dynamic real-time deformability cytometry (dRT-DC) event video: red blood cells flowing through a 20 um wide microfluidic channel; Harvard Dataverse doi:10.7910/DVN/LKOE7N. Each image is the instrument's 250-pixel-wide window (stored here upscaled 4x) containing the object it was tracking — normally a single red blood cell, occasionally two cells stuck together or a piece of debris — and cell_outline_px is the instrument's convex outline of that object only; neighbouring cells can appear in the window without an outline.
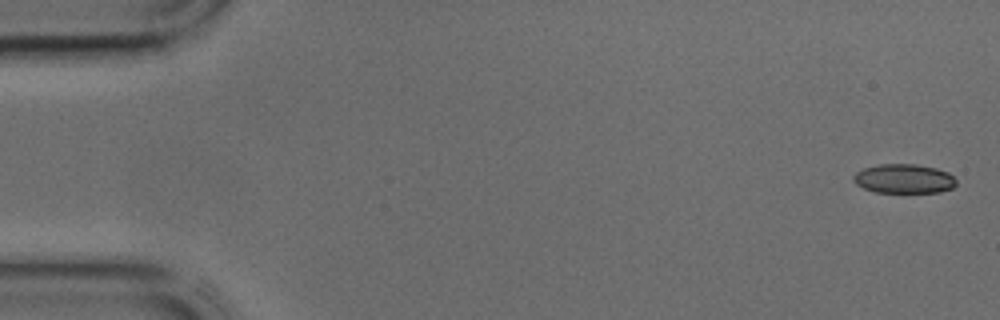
{"species": "common noctule bat (a hibernating species)", "species_latin": "Nyctalus noctula", "temperature_condition": "cold", "stored_images_in_passage": 43, "camera_frame_rate_fps": 3000, "um_per_image_px": 0.085, "animal": {"sex": "male", "body_mass_g": 17.9, "forearm_length_mm": 54.2}, "frame": {"image": 1, "passage_image": 1, "time_ms": 0.0, "image_size_px": [1000, 320], "cell_outline_px": [[956, 184], [952, 188], [940, 192], [876, 192], [864, 188], [856, 184], [852, 180], [852, 176], [856, 172], [864, 168], [880, 164], [916, 164], [936, 168], [948, 172], [956, 180]], "centroid_in_image_um": [76.82, 15.19], "position_along_channel_um": 8.2, "area_um2": 17.51}}
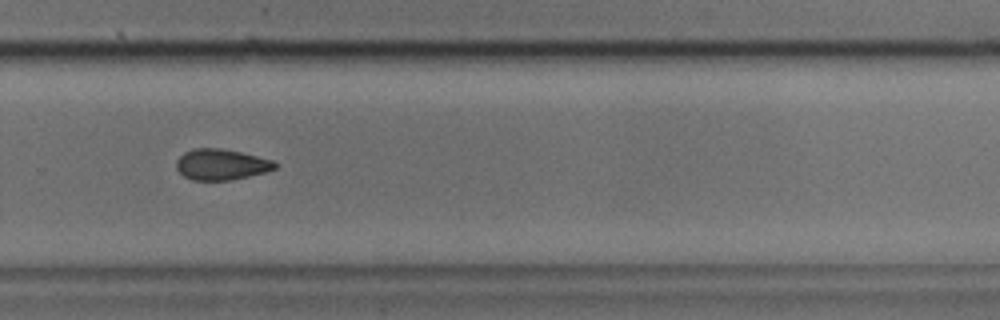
{"frame": {"image": 2, "passage_image": 29, "time_ms": 9.333, "image_size_px": [1000, 320], "cell_outline_px": [[280, 164], [276, 168], [264, 172], [248, 176], [228, 180], [192, 180], [184, 176], [176, 168], [176, 160], [184, 152], [192, 148], [220, 148], [240, 152], [272, 160]], "centroid_in_image_um": [18.79, 13.97], "position_along_channel_um": 311.0, "area_um2": 17.69}}
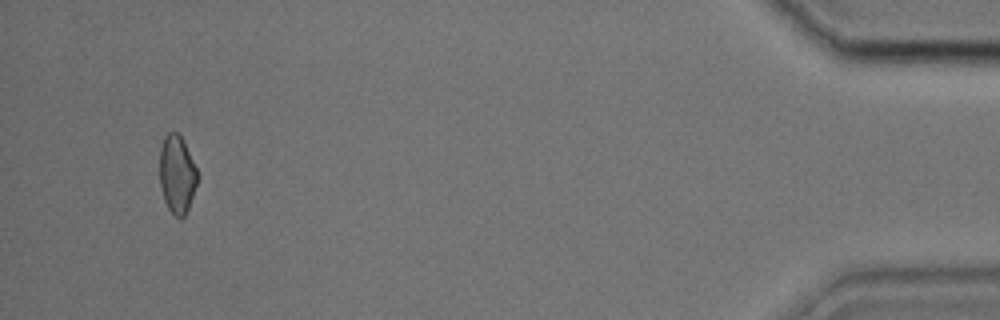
{"frame": {"image": 3, "passage_image": 41, "time_ms": 13.333, "image_size_px": [1000, 320], "cell_outline_px": [[200, 176], [188, 208], [184, 216], [180, 220], [168, 208], [164, 200], [160, 184], [160, 148], [164, 136], [168, 132], [176, 132], [184, 140]], "centroid_in_image_um": [15.06, 14.8], "position_along_channel_um": 420.1, "area_um2": 17.34}}